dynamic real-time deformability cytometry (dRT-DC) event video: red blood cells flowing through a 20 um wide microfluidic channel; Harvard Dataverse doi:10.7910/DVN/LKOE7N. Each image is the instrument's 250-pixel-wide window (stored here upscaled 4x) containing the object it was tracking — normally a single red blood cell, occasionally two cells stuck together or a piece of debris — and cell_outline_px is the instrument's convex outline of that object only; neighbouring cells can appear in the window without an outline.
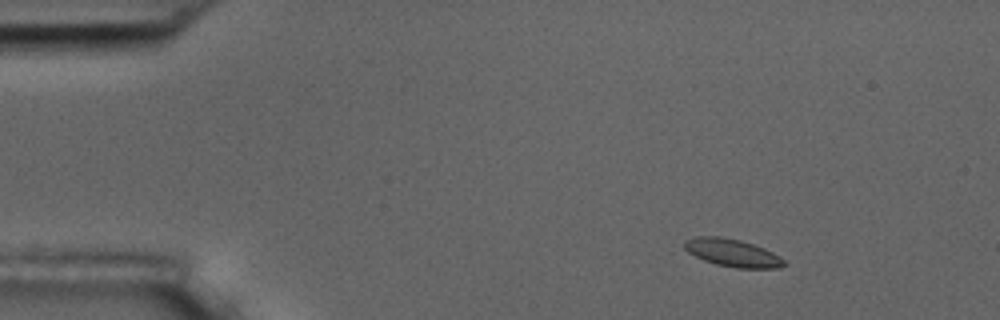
{"species": "common noctule bat (a hibernating species)", "species_latin": "Nyctalus noctula", "temperature_condition": "room temperature", "stored_images_in_passage": 8, "camera_frame_rate_fps": 3000, "um_per_image_px": 0.085, "animal": {"sex": "male", "body_mass_g": 17.5, "forearm_length_mm": 52.3}, "frame": {"image": 1, "passage_image": 2, "time_ms": 1.0, "image_size_px": [1000, 320], "cell_outline_px": [[784, 264], [780, 268], [736, 268], [716, 264], [704, 260], [688, 252], [684, 248], [684, 240], [696, 236], [720, 236], [740, 240], [764, 248], [780, 256], [784, 260]], "centroid_in_image_um": [62.23, 21.48], "position_along_channel_um": 22.8, "area_um2": 16.01}}
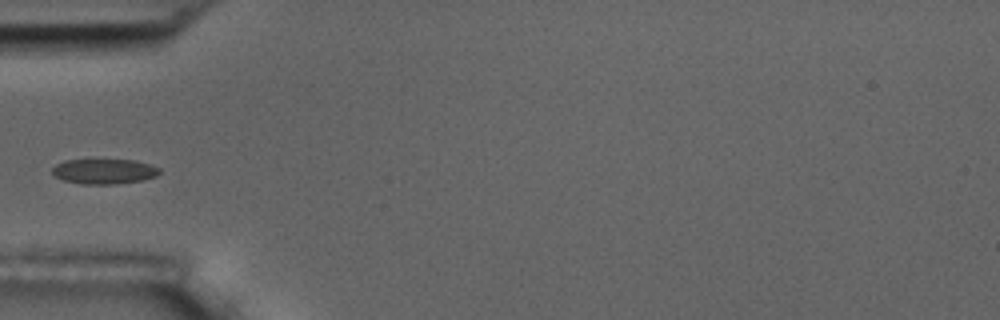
{"frame": {"image": 2, "passage_image": 5, "time_ms": 4.667, "image_size_px": [1000, 320], "cell_outline_px": [[160, 172], [156, 176], [140, 180], [116, 184], [80, 184], [64, 180], [56, 176], [52, 172], [52, 168], [56, 164], [64, 160], [136, 160], [160, 168]], "centroid_in_image_um": [8.84, 14.56], "position_along_channel_um": 76.2, "area_um2": 15.55}}
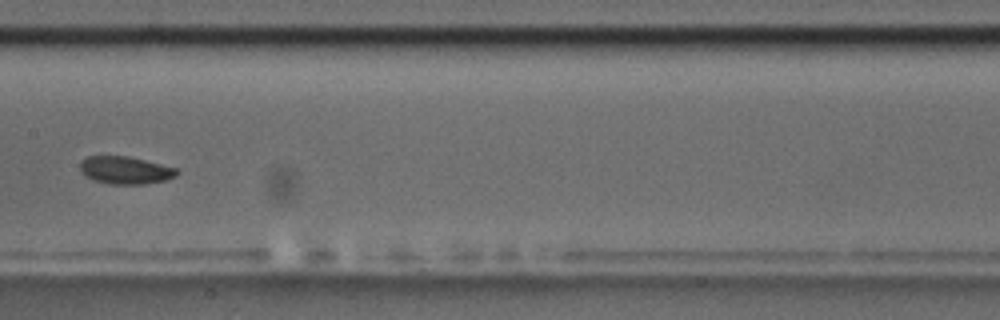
{"frame": {"image": 3, "passage_image": 8, "time_ms": 8.0, "image_size_px": [1000, 320], "cell_outline_px": [[180, 172], [176, 176], [164, 180], [144, 184], [108, 184], [92, 180], [84, 176], [80, 168], [80, 160], [88, 156], [128, 156], [176, 168]], "centroid_in_image_um": [10.61, 14.47], "position_along_channel_um": 196.8, "area_um2": 15.61}}